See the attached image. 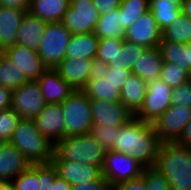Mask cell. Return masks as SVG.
I'll list each match as a JSON object with an SVG mask.
<instances>
[{"mask_svg": "<svg viewBox=\"0 0 191 190\" xmlns=\"http://www.w3.org/2000/svg\"><path fill=\"white\" fill-rule=\"evenodd\" d=\"M162 40L180 44L191 43V18L181 12L176 20L162 30Z\"/></svg>", "mask_w": 191, "mask_h": 190, "instance_id": "cell-30", "label": "cell"}, {"mask_svg": "<svg viewBox=\"0 0 191 190\" xmlns=\"http://www.w3.org/2000/svg\"><path fill=\"white\" fill-rule=\"evenodd\" d=\"M11 94L12 91L10 89L0 85V110L11 107Z\"/></svg>", "mask_w": 191, "mask_h": 190, "instance_id": "cell-48", "label": "cell"}, {"mask_svg": "<svg viewBox=\"0 0 191 190\" xmlns=\"http://www.w3.org/2000/svg\"><path fill=\"white\" fill-rule=\"evenodd\" d=\"M160 79L173 88L189 81L191 74L183 68H180L177 64L163 62Z\"/></svg>", "mask_w": 191, "mask_h": 190, "instance_id": "cell-34", "label": "cell"}, {"mask_svg": "<svg viewBox=\"0 0 191 190\" xmlns=\"http://www.w3.org/2000/svg\"><path fill=\"white\" fill-rule=\"evenodd\" d=\"M147 93V82L138 75L131 74L121 90L120 102L136 115L140 110Z\"/></svg>", "mask_w": 191, "mask_h": 190, "instance_id": "cell-23", "label": "cell"}, {"mask_svg": "<svg viewBox=\"0 0 191 190\" xmlns=\"http://www.w3.org/2000/svg\"><path fill=\"white\" fill-rule=\"evenodd\" d=\"M0 190H14L13 183L10 181H0Z\"/></svg>", "mask_w": 191, "mask_h": 190, "instance_id": "cell-52", "label": "cell"}, {"mask_svg": "<svg viewBox=\"0 0 191 190\" xmlns=\"http://www.w3.org/2000/svg\"><path fill=\"white\" fill-rule=\"evenodd\" d=\"M71 37V32L61 21L47 24L37 50L46 68L55 69L66 58V48Z\"/></svg>", "mask_w": 191, "mask_h": 190, "instance_id": "cell-6", "label": "cell"}, {"mask_svg": "<svg viewBox=\"0 0 191 190\" xmlns=\"http://www.w3.org/2000/svg\"><path fill=\"white\" fill-rule=\"evenodd\" d=\"M3 54H4L3 51L0 50V59H1V57H2Z\"/></svg>", "mask_w": 191, "mask_h": 190, "instance_id": "cell-56", "label": "cell"}, {"mask_svg": "<svg viewBox=\"0 0 191 190\" xmlns=\"http://www.w3.org/2000/svg\"><path fill=\"white\" fill-rule=\"evenodd\" d=\"M51 163L55 167L57 175L71 186L88 183L103 177L102 169L98 166H91L66 159H52Z\"/></svg>", "mask_w": 191, "mask_h": 190, "instance_id": "cell-16", "label": "cell"}, {"mask_svg": "<svg viewBox=\"0 0 191 190\" xmlns=\"http://www.w3.org/2000/svg\"><path fill=\"white\" fill-rule=\"evenodd\" d=\"M21 117L10 107L0 110V137L9 142Z\"/></svg>", "mask_w": 191, "mask_h": 190, "instance_id": "cell-37", "label": "cell"}, {"mask_svg": "<svg viewBox=\"0 0 191 190\" xmlns=\"http://www.w3.org/2000/svg\"><path fill=\"white\" fill-rule=\"evenodd\" d=\"M113 190H146V185L142 176L131 179L128 181H123L116 184Z\"/></svg>", "mask_w": 191, "mask_h": 190, "instance_id": "cell-45", "label": "cell"}, {"mask_svg": "<svg viewBox=\"0 0 191 190\" xmlns=\"http://www.w3.org/2000/svg\"><path fill=\"white\" fill-rule=\"evenodd\" d=\"M171 97L172 88L162 79L147 82V93L135 117L153 124L172 105Z\"/></svg>", "mask_w": 191, "mask_h": 190, "instance_id": "cell-8", "label": "cell"}, {"mask_svg": "<svg viewBox=\"0 0 191 190\" xmlns=\"http://www.w3.org/2000/svg\"><path fill=\"white\" fill-rule=\"evenodd\" d=\"M105 150L91 133L66 136L54 146L52 159H66L101 169L104 165Z\"/></svg>", "mask_w": 191, "mask_h": 190, "instance_id": "cell-4", "label": "cell"}, {"mask_svg": "<svg viewBox=\"0 0 191 190\" xmlns=\"http://www.w3.org/2000/svg\"><path fill=\"white\" fill-rule=\"evenodd\" d=\"M37 81L46 104H61L75 91L52 68H47Z\"/></svg>", "mask_w": 191, "mask_h": 190, "instance_id": "cell-17", "label": "cell"}, {"mask_svg": "<svg viewBox=\"0 0 191 190\" xmlns=\"http://www.w3.org/2000/svg\"><path fill=\"white\" fill-rule=\"evenodd\" d=\"M188 57H189L190 74H191V43L188 44Z\"/></svg>", "mask_w": 191, "mask_h": 190, "instance_id": "cell-53", "label": "cell"}, {"mask_svg": "<svg viewBox=\"0 0 191 190\" xmlns=\"http://www.w3.org/2000/svg\"><path fill=\"white\" fill-rule=\"evenodd\" d=\"M28 81L22 70L16 69L13 62L3 54L0 59V85L13 91Z\"/></svg>", "mask_w": 191, "mask_h": 190, "instance_id": "cell-31", "label": "cell"}, {"mask_svg": "<svg viewBox=\"0 0 191 190\" xmlns=\"http://www.w3.org/2000/svg\"><path fill=\"white\" fill-rule=\"evenodd\" d=\"M191 120V107L170 105L153 123L161 142H177Z\"/></svg>", "mask_w": 191, "mask_h": 190, "instance_id": "cell-10", "label": "cell"}, {"mask_svg": "<svg viewBox=\"0 0 191 190\" xmlns=\"http://www.w3.org/2000/svg\"><path fill=\"white\" fill-rule=\"evenodd\" d=\"M64 138L90 133L93 127L90 99L82 90H75L62 103Z\"/></svg>", "mask_w": 191, "mask_h": 190, "instance_id": "cell-5", "label": "cell"}, {"mask_svg": "<svg viewBox=\"0 0 191 190\" xmlns=\"http://www.w3.org/2000/svg\"><path fill=\"white\" fill-rule=\"evenodd\" d=\"M27 11L0 6V50L3 52L16 44L20 23Z\"/></svg>", "mask_w": 191, "mask_h": 190, "instance_id": "cell-20", "label": "cell"}, {"mask_svg": "<svg viewBox=\"0 0 191 190\" xmlns=\"http://www.w3.org/2000/svg\"><path fill=\"white\" fill-rule=\"evenodd\" d=\"M145 167L132 156L114 150L105 151L102 176L110 185L128 181L142 176Z\"/></svg>", "mask_w": 191, "mask_h": 190, "instance_id": "cell-7", "label": "cell"}, {"mask_svg": "<svg viewBox=\"0 0 191 190\" xmlns=\"http://www.w3.org/2000/svg\"><path fill=\"white\" fill-rule=\"evenodd\" d=\"M158 49L164 62L177 64L190 73L188 44L162 40L158 45Z\"/></svg>", "mask_w": 191, "mask_h": 190, "instance_id": "cell-29", "label": "cell"}, {"mask_svg": "<svg viewBox=\"0 0 191 190\" xmlns=\"http://www.w3.org/2000/svg\"><path fill=\"white\" fill-rule=\"evenodd\" d=\"M72 190H113V187L105 177H102L98 180L72 186Z\"/></svg>", "mask_w": 191, "mask_h": 190, "instance_id": "cell-43", "label": "cell"}, {"mask_svg": "<svg viewBox=\"0 0 191 190\" xmlns=\"http://www.w3.org/2000/svg\"><path fill=\"white\" fill-rule=\"evenodd\" d=\"M108 69H109V64L97 59H93L89 80L104 79L107 75Z\"/></svg>", "mask_w": 191, "mask_h": 190, "instance_id": "cell-44", "label": "cell"}, {"mask_svg": "<svg viewBox=\"0 0 191 190\" xmlns=\"http://www.w3.org/2000/svg\"><path fill=\"white\" fill-rule=\"evenodd\" d=\"M94 6L98 10L100 16L107 14L115 9H118L121 4V0H92Z\"/></svg>", "mask_w": 191, "mask_h": 190, "instance_id": "cell-46", "label": "cell"}, {"mask_svg": "<svg viewBox=\"0 0 191 190\" xmlns=\"http://www.w3.org/2000/svg\"><path fill=\"white\" fill-rule=\"evenodd\" d=\"M90 133L105 151L114 150L117 128L103 127L101 124H93Z\"/></svg>", "mask_w": 191, "mask_h": 190, "instance_id": "cell-38", "label": "cell"}, {"mask_svg": "<svg viewBox=\"0 0 191 190\" xmlns=\"http://www.w3.org/2000/svg\"><path fill=\"white\" fill-rule=\"evenodd\" d=\"M6 142L0 137V148L5 144Z\"/></svg>", "mask_w": 191, "mask_h": 190, "instance_id": "cell-54", "label": "cell"}, {"mask_svg": "<svg viewBox=\"0 0 191 190\" xmlns=\"http://www.w3.org/2000/svg\"><path fill=\"white\" fill-rule=\"evenodd\" d=\"M90 107L93 124L103 127L120 128L134 117L121 102L90 99Z\"/></svg>", "mask_w": 191, "mask_h": 190, "instance_id": "cell-12", "label": "cell"}, {"mask_svg": "<svg viewBox=\"0 0 191 190\" xmlns=\"http://www.w3.org/2000/svg\"><path fill=\"white\" fill-rule=\"evenodd\" d=\"M45 105L37 80L28 81L12 91L11 108L22 119H34Z\"/></svg>", "mask_w": 191, "mask_h": 190, "instance_id": "cell-11", "label": "cell"}, {"mask_svg": "<svg viewBox=\"0 0 191 190\" xmlns=\"http://www.w3.org/2000/svg\"><path fill=\"white\" fill-rule=\"evenodd\" d=\"M93 59L65 58L55 70L74 90H82L89 80Z\"/></svg>", "mask_w": 191, "mask_h": 190, "instance_id": "cell-18", "label": "cell"}, {"mask_svg": "<svg viewBox=\"0 0 191 190\" xmlns=\"http://www.w3.org/2000/svg\"><path fill=\"white\" fill-rule=\"evenodd\" d=\"M161 143L153 124L134 116L117 128L114 151L132 156L145 168L155 167Z\"/></svg>", "mask_w": 191, "mask_h": 190, "instance_id": "cell-1", "label": "cell"}, {"mask_svg": "<svg viewBox=\"0 0 191 190\" xmlns=\"http://www.w3.org/2000/svg\"><path fill=\"white\" fill-rule=\"evenodd\" d=\"M30 1L31 0H0V6L28 11L30 8Z\"/></svg>", "mask_w": 191, "mask_h": 190, "instance_id": "cell-47", "label": "cell"}, {"mask_svg": "<svg viewBox=\"0 0 191 190\" xmlns=\"http://www.w3.org/2000/svg\"><path fill=\"white\" fill-rule=\"evenodd\" d=\"M4 55L15 65L16 69L22 70L29 81L38 80L47 69L37 51L20 44H14L7 48Z\"/></svg>", "mask_w": 191, "mask_h": 190, "instance_id": "cell-14", "label": "cell"}, {"mask_svg": "<svg viewBox=\"0 0 191 190\" xmlns=\"http://www.w3.org/2000/svg\"><path fill=\"white\" fill-rule=\"evenodd\" d=\"M33 120L37 130L54 146L64 138V116L61 104H46Z\"/></svg>", "mask_w": 191, "mask_h": 190, "instance_id": "cell-15", "label": "cell"}, {"mask_svg": "<svg viewBox=\"0 0 191 190\" xmlns=\"http://www.w3.org/2000/svg\"><path fill=\"white\" fill-rule=\"evenodd\" d=\"M144 49V47L124 39L121 49L117 52L115 61H112L109 67L132 70L133 65Z\"/></svg>", "mask_w": 191, "mask_h": 190, "instance_id": "cell-33", "label": "cell"}, {"mask_svg": "<svg viewBox=\"0 0 191 190\" xmlns=\"http://www.w3.org/2000/svg\"><path fill=\"white\" fill-rule=\"evenodd\" d=\"M31 164L11 143L6 142L0 148V181L12 182Z\"/></svg>", "mask_w": 191, "mask_h": 190, "instance_id": "cell-19", "label": "cell"}, {"mask_svg": "<svg viewBox=\"0 0 191 190\" xmlns=\"http://www.w3.org/2000/svg\"><path fill=\"white\" fill-rule=\"evenodd\" d=\"M142 177L146 190H171L165 176L155 167L145 168Z\"/></svg>", "mask_w": 191, "mask_h": 190, "instance_id": "cell-39", "label": "cell"}, {"mask_svg": "<svg viewBox=\"0 0 191 190\" xmlns=\"http://www.w3.org/2000/svg\"><path fill=\"white\" fill-rule=\"evenodd\" d=\"M172 105L191 107V79L185 84L172 88Z\"/></svg>", "mask_w": 191, "mask_h": 190, "instance_id": "cell-41", "label": "cell"}, {"mask_svg": "<svg viewBox=\"0 0 191 190\" xmlns=\"http://www.w3.org/2000/svg\"><path fill=\"white\" fill-rule=\"evenodd\" d=\"M172 1H174V3H182L183 2V0H172Z\"/></svg>", "mask_w": 191, "mask_h": 190, "instance_id": "cell-55", "label": "cell"}, {"mask_svg": "<svg viewBox=\"0 0 191 190\" xmlns=\"http://www.w3.org/2000/svg\"><path fill=\"white\" fill-rule=\"evenodd\" d=\"M157 168L169 182L171 190H191V148L177 142L161 143Z\"/></svg>", "mask_w": 191, "mask_h": 190, "instance_id": "cell-2", "label": "cell"}, {"mask_svg": "<svg viewBox=\"0 0 191 190\" xmlns=\"http://www.w3.org/2000/svg\"><path fill=\"white\" fill-rule=\"evenodd\" d=\"M57 172L52 163L38 164L39 190H51Z\"/></svg>", "mask_w": 191, "mask_h": 190, "instance_id": "cell-40", "label": "cell"}, {"mask_svg": "<svg viewBox=\"0 0 191 190\" xmlns=\"http://www.w3.org/2000/svg\"><path fill=\"white\" fill-rule=\"evenodd\" d=\"M177 143L191 148V120L184 128L183 134Z\"/></svg>", "mask_w": 191, "mask_h": 190, "instance_id": "cell-49", "label": "cell"}, {"mask_svg": "<svg viewBox=\"0 0 191 190\" xmlns=\"http://www.w3.org/2000/svg\"><path fill=\"white\" fill-rule=\"evenodd\" d=\"M119 9L121 25L125 31L149 10V0H121Z\"/></svg>", "mask_w": 191, "mask_h": 190, "instance_id": "cell-32", "label": "cell"}, {"mask_svg": "<svg viewBox=\"0 0 191 190\" xmlns=\"http://www.w3.org/2000/svg\"><path fill=\"white\" fill-rule=\"evenodd\" d=\"M12 183L14 190H39L38 164H31Z\"/></svg>", "mask_w": 191, "mask_h": 190, "instance_id": "cell-36", "label": "cell"}, {"mask_svg": "<svg viewBox=\"0 0 191 190\" xmlns=\"http://www.w3.org/2000/svg\"><path fill=\"white\" fill-rule=\"evenodd\" d=\"M95 35L99 38L125 39V31L121 25L119 9H115L99 17L94 28Z\"/></svg>", "mask_w": 191, "mask_h": 190, "instance_id": "cell-27", "label": "cell"}, {"mask_svg": "<svg viewBox=\"0 0 191 190\" xmlns=\"http://www.w3.org/2000/svg\"><path fill=\"white\" fill-rule=\"evenodd\" d=\"M182 3L172 0H149V10L162 31L181 14Z\"/></svg>", "mask_w": 191, "mask_h": 190, "instance_id": "cell-26", "label": "cell"}, {"mask_svg": "<svg viewBox=\"0 0 191 190\" xmlns=\"http://www.w3.org/2000/svg\"><path fill=\"white\" fill-rule=\"evenodd\" d=\"M99 38L94 32L72 34L66 48V58L95 59Z\"/></svg>", "mask_w": 191, "mask_h": 190, "instance_id": "cell-25", "label": "cell"}, {"mask_svg": "<svg viewBox=\"0 0 191 190\" xmlns=\"http://www.w3.org/2000/svg\"><path fill=\"white\" fill-rule=\"evenodd\" d=\"M70 5V0H31L28 12L39 19L60 22Z\"/></svg>", "mask_w": 191, "mask_h": 190, "instance_id": "cell-24", "label": "cell"}, {"mask_svg": "<svg viewBox=\"0 0 191 190\" xmlns=\"http://www.w3.org/2000/svg\"><path fill=\"white\" fill-rule=\"evenodd\" d=\"M9 143L14 145L30 164L51 163L54 145L37 130L33 119L21 118Z\"/></svg>", "mask_w": 191, "mask_h": 190, "instance_id": "cell-3", "label": "cell"}, {"mask_svg": "<svg viewBox=\"0 0 191 190\" xmlns=\"http://www.w3.org/2000/svg\"><path fill=\"white\" fill-rule=\"evenodd\" d=\"M163 62L158 47L145 48L133 65L131 73L146 82L159 79Z\"/></svg>", "mask_w": 191, "mask_h": 190, "instance_id": "cell-22", "label": "cell"}, {"mask_svg": "<svg viewBox=\"0 0 191 190\" xmlns=\"http://www.w3.org/2000/svg\"><path fill=\"white\" fill-rule=\"evenodd\" d=\"M181 12L191 18V0H183Z\"/></svg>", "mask_w": 191, "mask_h": 190, "instance_id": "cell-51", "label": "cell"}, {"mask_svg": "<svg viewBox=\"0 0 191 190\" xmlns=\"http://www.w3.org/2000/svg\"><path fill=\"white\" fill-rule=\"evenodd\" d=\"M131 70L124 68H110L107 71L105 79H108L110 82L116 85V88L122 90L124 83L127 81L131 75Z\"/></svg>", "mask_w": 191, "mask_h": 190, "instance_id": "cell-42", "label": "cell"}, {"mask_svg": "<svg viewBox=\"0 0 191 190\" xmlns=\"http://www.w3.org/2000/svg\"><path fill=\"white\" fill-rule=\"evenodd\" d=\"M47 24L48 22L39 19L27 11L20 23L16 44L37 51Z\"/></svg>", "mask_w": 191, "mask_h": 190, "instance_id": "cell-21", "label": "cell"}, {"mask_svg": "<svg viewBox=\"0 0 191 190\" xmlns=\"http://www.w3.org/2000/svg\"><path fill=\"white\" fill-rule=\"evenodd\" d=\"M99 17L92 0H70L61 22L71 34H84L94 32Z\"/></svg>", "mask_w": 191, "mask_h": 190, "instance_id": "cell-9", "label": "cell"}, {"mask_svg": "<svg viewBox=\"0 0 191 190\" xmlns=\"http://www.w3.org/2000/svg\"><path fill=\"white\" fill-rule=\"evenodd\" d=\"M124 40L118 38L99 39L95 59L110 64L115 61L117 52L121 49Z\"/></svg>", "mask_w": 191, "mask_h": 190, "instance_id": "cell-35", "label": "cell"}, {"mask_svg": "<svg viewBox=\"0 0 191 190\" xmlns=\"http://www.w3.org/2000/svg\"><path fill=\"white\" fill-rule=\"evenodd\" d=\"M82 91L89 99H101L108 102H120L121 90L108 79L88 80Z\"/></svg>", "mask_w": 191, "mask_h": 190, "instance_id": "cell-28", "label": "cell"}, {"mask_svg": "<svg viewBox=\"0 0 191 190\" xmlns=\"http://www.w3.org/2000/svg\"><path fill=\"white\" fill-rule=\"evenodd\" d=\"M125 40L144 48L158 47L162 41V31L159 29L150 10L141 15L125 30Z\"/></svg>", "mask_w": 191, "mask_h": 190, "instance_id": "cell-13", "label": "cell"}, {"mask_svg": "<svg viewBox=\"0 0 191 190\" xmlns=\"http://www.w3.org/2000/svg\"><path fill=\"white\" fill-rule=\"evenodd\" d=\"M51 190H72V186L57 175L54 179V185H51Z\"/></svg>", "mask_w": 191, "mask_h": 190, "instance_id": "cell-50", "label": "cell"}]
</instances>
